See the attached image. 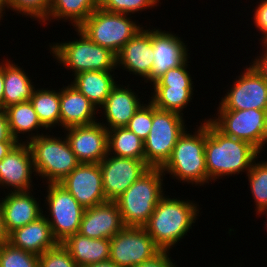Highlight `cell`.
I'll use <instances>...</instances> for the list:
<instances>
[{
    "label": "cell",
    "mask_w": 267,
    "mask_h": 267,
    "mask_svg": "<svg viewBox=\"0 0 267 267\" xmlns=\"http://www.w3.org/2000/svg\"><path fill=\"white\" fill-rule=\"evenodd\" d=\"M260 154L249 142L225 135L205 118V161L211 184L222 177L247 174Z\"/></svg>",
    "instance_id": "6da1fadb"
},
{
    "label": "cell",
    "mask_w": 267,
    "mask_h": 267,
    "mask_svg": "<svg viewBox=\"0 0 267 267\" xmlns=\"http://www.w3.org/2000/svg\"><path fill=\"white\" fill-rule=\"evenodd\" d=\"M199 208L195 200L171 198L164 194L144 228L161 251H171L195 226L200 216Z\"/></svg>",
    "instance_id": "7a4b0ae2"
},
{
    "label": "cell",
    "mask_w": 267,
    "mask_h": 267,
    "mask_svg": "<svg viewBox=\"0 0 267 267\" xmlns=\"http://www.w3.org/2000/svg\"><path fill=\"white\" fill-rule=\"evenodd\" d=\"M196 125L195 132L187 129L178 138L169 159L161 167L163 174L170 175L180 183L202 186L211 182L205 161V119Z\"/></svg>",
    "instance_id": "3957f363"
},
{
    "label": "cell",
    "mask_w": 267,
    "mask_h": 267,
    "mask_svg": "<svg viewBox=\"0 0 267 267\" xmlns=\"http://www.w3.org/2000/svg\"><path fill=\"white\" fill-rule=\"evenodd\" d=\"M165 175L161 168H149L115 202L126 227H144L161 197Z\"/></svg>",
    "instance_id": "277c9868"
},
{
    "label": "cell",
    "mask_w": 267,
    "mask_h": 267,
    "mask_svg": "<svg viewBox=\"0 0 267 267\" xmlns=\"http://www.w3.org/2000/svg\"><path fill=\"white\" fill-rule=\"evenodd\" d=\"M77 36L72 41L49 43L50 55L58 66L68 69L72 76L83 71H115L117 58L109 49L95 44L80 29L74 28Z\"/></svg>",
    "instance_id": "5b68a950"
},
{
    "label": "cell",
    "mask_w": 267,
    "mask_h": 267,
    "mask_svg": "<svg viewBox=\"0 0 267 267\" xmlns=\"http://www.w3.org/2000/svg\"><path fill=\"white\" fill-rule=\"evenodd\" d=\"M40 135L28 144L32 152L36 175L46 183H59L80 163L64 135Z\"/></svg>",
    "instance_id": "8992f818"
},
{
    "label": "cell",
    "mask_w": 267,
    "mask_h": 267,
    "mask_svg": "<svg viewBox=\"0 0 267 267\" xmlns=\"http://www.w3.org/2000/svg\"><path fill=\"white\" fill-rule=\"evenodd\" d=\"M132 17L135 16L109 12L98 7L77 28L95 44L117 55L121 48L144 27L136 19L132 20Z\"/></svg>",
    "instance_id": "52a82bcc"
},
{
    "label": "cell",
    "mask_w": 267,
    "mask_h": 267,
    "mask_svg": "<svg viewBox=\"0 0 267 267\" xmlns=\"http://www.w3.org/2000/svg\"><path fill=\"white\" fill-rule=\"evenodd\" d=\"M183 116L152 104V126L144 141L145 163L149 167L161 168L169 159L178 138L188 129Z\"/></svg>",
    "instance_id": "ba28073f"
},
{
    "label": "cell",
    "mask_w": 267,
    "mask_h": 267,
    "mask_svg": "<svg viewBox=\"0 0 267 267\" xmlns=\"http://www.w3.org/2000/svg\"><path fill=\"white\" fill-rule=\"evenodd\" d=\"M46 185L43 206L48 211H43V216L48 220L54 238L62 243L69 236L78 233L85 208L60 183Z\"/></svg>",
    "instance_id": "9c48e42d"
},
{
    "label": "cell",
    "mask_w": 267,
    "mask_h": 267,
    "mask_svg": "<svg viewBox=\"0 0 267 267\" xmlns=\"http://www.w3.org/2000/svg\"><path fill=\"white\" fill-rule=\"evenodd\" d=\"M208 119L225 135L249 142L261 154L266 147L267 110H217Z\"/></svg>",
    "instance_id": "30bf717a"
},
{
    "label": "cell",
    "mask_w": 267,
    "mask_h": 267,
    "mask_svg": "<svg viewBox=\"0 0 267 267\" xmlns=\"http://www.w3.org/2000/svg\"><path fill=\"white\" fill-rule=\"evenodd\" d=\"M230 86L217 110H267V83L250 63Z\"/></svg>",
    "instance_id": "8fae6325"
},
{
    "label": "cell",
    "mask_w": 267,
    "mask_h": 267,
    "mask_svg": "<svg viewBox=\"0 0 267 267\" xmlns=\"http://www.w3.org/2000/svg\"><path fill=\"white\" fill-rule=\"evenodd\" d=\"M160 251L144 227H125L110 239L109 260L119 267H134Z\"/></svg>",
    "instance_id": "7c38bea8"
},
{
    "label": "cell",
    "mask_w": 267,
    "mask_h": 267,
    "mask_svg": "<svg viewBox=\"0 0 267 267\" xmlns=\"http://www.w3.org/2000/svg\"><path fill=\"white\" fill-rule=\"evenodd\" d=\"M107 201H115L150 167L145 160L107 154L99 163Z\"/></svg>",
    "instance_id": "4fadbf2b"
},
{
    "label": "cell",
    "mask_w": 267,
    "mask_h": 267,
    "mask_svg": "<svg viewBox=\"0 0 267 267\" xmlns=\"http://www.w3.org/2000/svg\"><path fill=\"white\" fill-rule=\"evenodd\" d=\"M151 44L154 61L150 76L144 81L151 85L169 69L183 65L190 58L188 43L177 34L151 26ZM186 44V45H185Z\"/></svg>",
    "instance_id": "5bb4252c"
},
{
    "label": "cell",
    "mask_w": 267,
    "mask_h": 267,
    "mask_svg": "<svg viewBox=\"0 0 267 267\" xmlns=\"http://www.w3.org/2000/svg\"><path fill=\"white\" fill-rule=\"evenodd\" d=\"M34 172L33 156L29 144L27 142L17 143L0 161V188L7 189V192L33 190L32 179L37 176Z\"/></svg>",
    "instance_id": "9a60e30c"
},
{
    "label": "cell",
    "mask_w": 267,
    "mask_h": 267,
    "mask_svg": "<svg viewBox=\"0 0 267 267\" xmlns=\"http://www.w3.org/2000/svg\"><path fill=\"white\" fill-rule=\"evenodd\" d=\"M59 183L85 209L107 202L99 163H80Z\"/></svg>",
    "instance_id": "2e32d148"
},
{
    "label": "cell",
    "mask_w": 267,
    "mask_h": 267,
    "mask_svg": "<svg viewBox=\"0 0 267 267\" xmlns=\"http://www.w3.org/2000/svg\"><path fill=\"white\" fill-rule=\"evenodd\" d=\"M64 130L62 132L79 163H100L108 154V129L99 121Z\"/></svg>",
    "instance_id": "e0dca14e"
},
{
    "label": "cell",
    "mask_w": 267,
    "mask_h": 267,
    "mask_svg": "<svg viewBox=\"0 0 267 267\" xmlns=\"http://www.w3.org/2000/svg\"><path fill=\"white\" fill-rule=\"evenodd\" d=\"M140 29L116 55L117 70L124 69L129 74L139 76L144 81L152 71L153 47L151 44V27ZM121 66V67H120Z\"/></svg>",
    "instance_id": "ac0fdd59"
},
{
    "label": "cell",
    "mask_w": 267,
    "mask_h": 267,
    "mask_svg": "<svg viewBox=\"0 0 267 267\" xmlns=\"http://www.w3.org/2000/svg\"><path fill=\"white\" fill-rule=\"evenodd\" d=\"M125 227L117 203L107 201L84 210L78 233L88 238L111 239Z\"/></svg>",
    "instance_id": "d6986e66"
},
{
    "label": "cell",
    "mask_w": 267,
    "mask_h": 267,
    "mask_svg": "<svg viewBox=\"0 0 267 267\" xmlns=\"http://www.w3.org/2000/svg\"><path fill=\"white\" fill-rule=\"evenodd\" d=\"M32 192L34 191H10L5 194V198H0L4 226L8 234L43 215L41 202Z\"/></svg>",
    "instance_id": "ffe728a7"
},
{
    "label": "cell",
    "mask_w": 267,
    "mask_h": 267,
    "mask_svg": "<svg viewBox=\"0 0 267 267\" xmlns=\"http://www.w3.org/2000/svg\"><path fill=\"white\" fill-rule=\"evenodd\" d=\"M129 85L125 86L123 82L122 85L117 83L104 104L100 107V110H98L103 112V118L106 121L102 119L103 121L99 123L108 130L116 127H125L137 110L144 104L140 100L142 96L138 98L139 94L136 91L134 92Z\"/></svg>",
    "instance_id": "44dd1931"
},
{
    "label": "cell",
    "mask_w": 267,
    "mask_h": 267,
    "mask_svg": "<svg viewBox=\"0 0 267 267\" xmlns=\"http://www.w3.org/2000/svg\"><path fill=\"white\" fill-rule=\"evenodd\" d=\"M98 112V113H97ZM98 109L70 82L60 89V128L86 126L98 122Z\"/></svg>",
    "instance_id": "7402d4cb"
},
{
    "label": "cell",
    "mask_w": 267,
    "mask_h": 267,
    "mask_svg": "<svg viewBox=\"0 0 267 267\" xmlns=\"http://www.w3.org/2000/svg\"><path fill=\"white\" fill-rule=\"evenodd\" d=\"M8 242L16 248L37 256L59 244L53 236L48 220L43 215L37 220L10 232Z\"/></svg>",
    "instance_id": "603a6c76"
},
{
    "label": "cell",
    "mask_w": 267,
    "mask_h": 267,
    "mask_svg": "<svg viewBox=\"0 0 267 267\" xmlns=\"http://www.w3.org/2000/svg\"><path fill=\"white\" fill-rule=\"evenodd\" d=\"M61 244L79 267L110 259V239L88 238L75 233Z\"/></svg>",
    "instance_id": "cb8c5ba5"
},
{
    "label": "cell",
    "mask_w": 267,
    "mask_h": 267,
    "mask_svg": "<svg viewBox=\"0 0 267 267\" xmlns=\"http://www.w3.org/2000/svg\"><path fill=\"white\" fill-rule=\"evenodd\" d=\"M115 71H83L72 77L71 84L99 108L104 104L118 81Z\"/></svg>",
    "instance_id": "d4e9b609"
},
{
    "label": "cell",
    "mask_w": 267,
    "mask_h": 267,
    "mask_svg": "<svg viewBox=\"0 0 267 267\" xmlns=\"http://www.w3.org/2000/svg\"><path fill=\"white\" fill-rule=\"evenodd\" d=\"M4 110L7 115L11 137L14 138L18 143H28L31 139L44 134L43 129L45 127L41 124L38 115L36 114L34 107L30 101L11 105L9 107H6ZM40 129H42L43 131V133L41 131V134L39 133ZM20 134H27V136L21 137L22 135Z\"/></svg>",
    "instance_id": "484cf974"
},
{
    "label": "cell",
    "mask_w": 267,
    "mask_h": 267,
    "mask_svg": "<svg viewBox=\"0 0 267 267\" xmlns=\"http://www.w3.org/2000/svg\"><path fill=\"white\" fill-rule=\"evenodd\" d=\"M3 109L14 104L30 101L35 84L28 73L13 60L4 57ZM23 69V70H22Z\"/></svg>",
    "instance_id": "4316f807"
},
{
    "label": "cell",
    "mask_w": 267,
    "mask_h": 267,
    "mask_svg": "<svg viewBox=\"0 0 267 267\" xmlns=\"http://www.w3.org/2000/svg\"><path fill=\"white\" fill-rule=\"evenodd\" d=\"M98 7L99 0H52L48 17L42 25L62 20L77 28Z\"/></svg>",
    "instance_id": "83f0119b"
},
{
    "label": "cell",
    "mask_w": 267,
    "mask_h": 267,
    "mask_svg": "<svg viewBox=\"0 0 267 267\" xmlns=\"http://www.w3.org/2000/svg\"><path fill=\"white\" fill-rule=\"evenodd\" d=\"M30 102L46 130L60 126V88H35Z\"/></svg>",
    "instance_id": "f1b7e54d"
},
{
    "label": "cell",
    "mask_w": 267,
    "mask_h": 267,
    "mask_svg": "<svg viewBox=\"0 0 267 267\" xmlns=\"http://www.w3.org/2000/svg\"><path fill=\"white\" fill-rule=\"evenodd\" d=\"M108 154L145 160L144 141L126 127L108 130Z\"/></svg>",
    "instance_id": "f546056e"
},
{
    "label": "cell",
    "mask_w": 267,
    "mask_h": 267,
    "mask_svg": "<svg viewBox=\"0 0 267 267\" xmlns=\"http://www.w3.org/2000/svg\"><path fill=\"white\" fill-rule=\"evenodd\" d=\"M194 87H153L149 101L159 110L184 115L194 95Z\"/></svg>",
    "instance_id": "4dcf8cb0"
},
{
    "label": "cell",
    "mask_w": 267,
    "mask_h": 267,
    "mask_svg": "<svg viewBox=\"0 0 267 267\" xmlns=\"http://www.w3.org/2000/svg\"><path fill=\"white\" fill-rule=\"evenodd\" d=\"M258 158L260 157L258 156L252 162L251 168L246 174L257 215L267 209V161L265 159L257 161Z\"/></svg>",
    "instance_id": "1f68e13d"
},
{
    "label": "cell",
    "mask_w": 267,
    "mask_h": 267,
    "mask_svg": "<svg viewBox=\"0 0 267 267\" xmlns=\"http://www.w3.org/2000/svg\"><path fill=\"white\" fill-rule=\"evenodd\" d=\"M52 0H5L2 9V20L5 11L10 9L17 15L29 17L38 21L40 25L47 19Z\"/></svg>",
    "instance_id": "d6a6232c"
},
{
    "label": "cell",
    "mask_w": 267,
    "mask_h": 267,
    "mask_svg": "<svg viewBox=\"0 0 267 267\" xmlns=\"http://www.w3.org/2000/svg\"><path fill=\"white\" fill-rule=\"evenodd\" d=\"M0 267H39V256L7 242L0 245Z\"/></svg>",
    "instance_id": "836d02e7"
},
{
    "label": "cell",
    "mask_w": 267,
    "mask_h": 267,
    "mask_svg": "<svg viewBox=\"0 0 267 267\" xmlns=\"http://www.w3.org/2000/svg\"><path fill=\"white\" fill-rule=\"evenodd\" d=\"M160 0H99V7L114 13L129 14L140 13L159 6ZM146 9V10H145Z\"/></svg>",
    "instance_id": "e575fe53"
},
{
    "label": "cell",
    "mask_w": 267,
    "mask_h": 267,
    "mask_svg": "<svg viewBox=\"0 0 267 267\" xmlns=\"http://www.w3.org/2000/svg\"><path fill=\"white\" fill-rule=\"evenodd\" d=\"M188 60L181 66L169 69L163 76L158 78L151 87H195L191 74L187 70Z\"/></svg>",
    "instance_id": "d590c367"
},
{
    "label": "cell",
    "mask_w": 267,
    "mask_h": 267,
    "mask_svg": "<svg viewBox=\"0 0 267 267\" xmlns=\"http://www.w3.org/2000/svg\"><path fill=\"white\" fill-rule=\"evenodd\" d=\"M152 126V103L143 104L125 126L134 132L140 139L145 141Z\"/></svg>",
    "instance_id": "8d00e7d4"
},
{
    "label": "cell",
    "mask_w": 267,
    "mask_h": 267,
    "mask_svg": "<svg viewBox=\"0 0 267 267\" xmlns=\"http://www.w3.org/2000/svg\"><path fill=\"white\" fill-rule=\"evenodd\" d=\"M39 267H79L61 243L39 256Z\"/></svg>",
    "instance_id": "74e56055"
},
{
    "label": "cell",
    "mask_w": 267,
    "mask_h": 267,
    "mask_svg": "<svg viewBox=\"0 0 267 267\" xmlns=\"http://www.w3.org/2000/svg\"><path fill=\"white\" fill-rule=\"evenodd\" d=\"M256 8L252 9L254 14L251 17L253 20V24L261 32L262 36L260 35V43H264L267 40V0H260L257 2Z\"/></svg>",
    "instance_id": "f35d334b"
},
{
    "label": "cell",
    "mask_w": 267,
    "mask_h": 267,
    "mask_svg": "<svg viewBox=\"0 0 267 267\" xmlns=\"http://www.w3.org/2000/svg\"><path fill=\"white\" fill-rule=\"evenodd\" d=\"M170 251H160L151 260L145 261L134 267H179L173 263Z\"/></svg>",
    "instance_id": "ab89813d"
},
{
    "label": "cell",
    "mask_w": 267,
    "mask_h": 267,
    "mask_svg": "<svg viewBox=\"0 0 267 267\" xmlns=\"http://www.w3.org/2000/svg\"><path fill=\"white\" fill-rule=\"evenodd\" d=\"M262 48V53L259 52V55L256 56L250 64L257 70V72L263 77L267 83V45L260 43Z\"/></svg>",
    "instance_id": "60d3db41"
},
{
    "label": "cell",
    "mask_w": 267,
    "mask_h": 267,
    "mask_svg": "<svg viewBox=\"0 0 267 267\" xmlns=\"http://www.w3.org/2000/svg\"><path fill=\"white\" fill-rule=\"evenodd\" d=\"M2 141H16L11 137L8 119L4 109H0V142Z\"/></svg>",
    "instance_id": "b9f144b4"
},
{
    "label": "cell",
    "mask_w": 267,
    "mask_h": 267,
    "mask_svg": "<svg viewBox=\"0 0 267 267\" xmlns=\"http://www.w3.org/2000/svg\"><path fill=\"white\" fill-rule=\"evenodd\" d=\"M17 141H2L0 142V161L10 152L17 144Z\"/></svg>",
    "instance_id": "7bdbcfd3"
},
{
    "label": "cell",
    "mask_w": 267,
    "mask_h": 267,
    "mask_svg": "<svg viewBox=\"0 0 267 267\" xmlns=\"http://www.w3.org/2000/svg\"><path fill=\"white\" fill-rule=\"evenodd\" d=\"M4 96V59L0 62V109H3Z\"/></svg>",
    "instance_id": "ee69618b"
},
{
    "label": "cell",
    "mask_w": 267,
    "mask_h": 267,
    "mask_svg": "<svg viewBox=\"0 0 267 267\" xmlns=\"http://www.w3.org/2000/svg\"><path fill=\"white\" fill-rule=\"evenodd\" d=\"M8 242V233L5 230L2 209L0 206V245Z\"/></svg>",
    "instance_id": "f6af8a7d"
},
{
    "label": "cell",
    "mask_w": 267,
    "mask_h": 267,
    "mask_svg": "<svg viewBox=\"0 0 267 267\" xmlns=\"http://www.w3.org/2000/svg\"><path fill=\"white\" fill-rule=\"evenodd\" d=\"M84 267H119L114 262H111L110 260L98 262V263H92L89 265H86Z\"/></svg>",
    "instance_id": "bcb514c9"
},
{
    "label": "cell",
    "mask_w": 267,
    "mask_h": 267,
    "mask_svg": "<svg viewBox=\"0 0 267 267\" xmlns=\"http://www.w3.org/2000/svg\"><path fill=\"white\" fill-rule=\"evenodd\" d=\"M4 6V0H0V22H2V9Z\"/></svg>",
    "instance_id": "7dc6e473"
},
{
    "label": "cell",
    "mask_w": 267,
    "mask_h": 267,
    "mask_svg": "<svg viewBox=\"0 0 267 267\" xmlns=\"http://www.w3.org/2000/svg\"><path fill=\"white\" fill-rule=\"evenodd\" d=\"M259 216L260 215H264V216H267V209L265 210V211H263L262 213H260V214H258ZM267 218V217H266ZM265 224V228L264 229H267V219H266V221L264 222Z\"/></svg>",
    "instance_id": "c3c4849f"
}]
</instances>
